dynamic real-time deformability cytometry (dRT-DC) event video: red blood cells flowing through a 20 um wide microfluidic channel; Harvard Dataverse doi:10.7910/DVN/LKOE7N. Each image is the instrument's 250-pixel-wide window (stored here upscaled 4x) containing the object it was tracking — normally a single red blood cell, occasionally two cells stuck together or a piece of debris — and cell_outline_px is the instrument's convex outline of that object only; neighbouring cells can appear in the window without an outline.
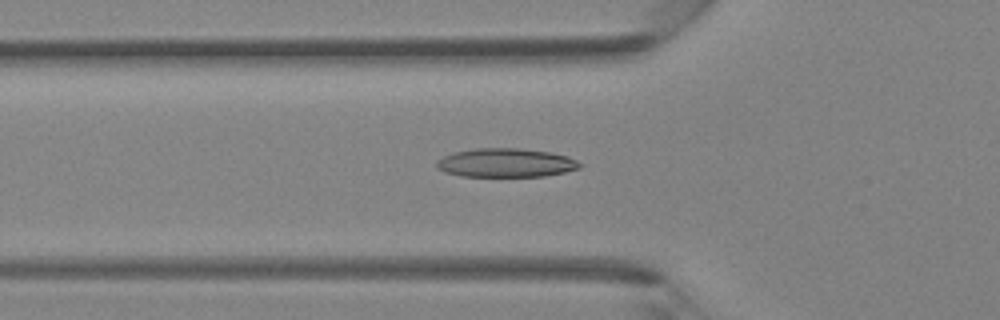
{"species": "Egyptian fruit bat (a non-hibernating species)", "species_latin": "Rousettus aegyptiacus", "temperature_condition": "room temperature", "stored_images_in_passage": 42, "camera_frame_rate_fps": 3000, "um_per_image_px": 0.085, "animal": {"sex": "female"}, "frame": {"image": 1, "passage_image": 14, "time_ms": 4.333, "image_size_px": [1000, 320], "cell_outline_px": [[580, 168], [564, 172], [544, 176], [460, 176], [444, 172], [436, 168], [436, 160], [444, 156], [456, 152], [476, 148], [520, 148], [548, 152], [568, 156], [576, 160], [580, 164]], "centroid_in_image_um": [42.96, 13.84], "position_along_channel_um": 82.8, "area_um2": 23.93}}
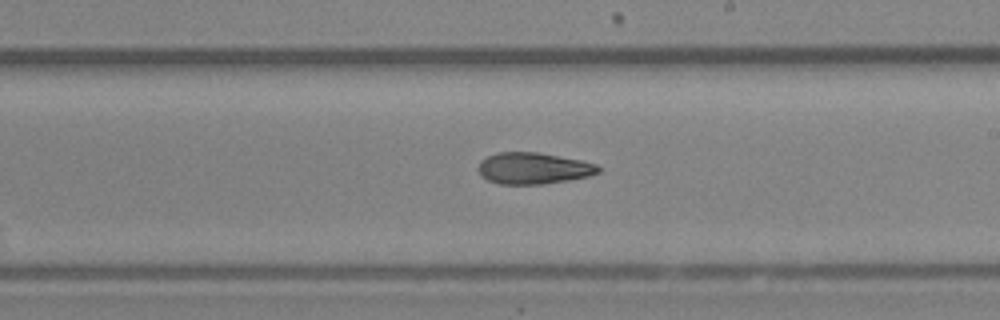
{"frame": {"image": 2, "passage_image": 24, "time_ms": 7.667, "image_size_px": [1000, 320], "cell_outline_px": [[600, 172], [588, 176], [568, 180], [540, 184], [500, 184], [488, 180], [480, 172], [480, 160], [496, 152], [536, 152], [580, 160], [596, 164], [600, 168]], "centroid_in_image_um": [45.35, 14.3], "position_along_channel_um": 243.7, "area_um2": 21.68}}
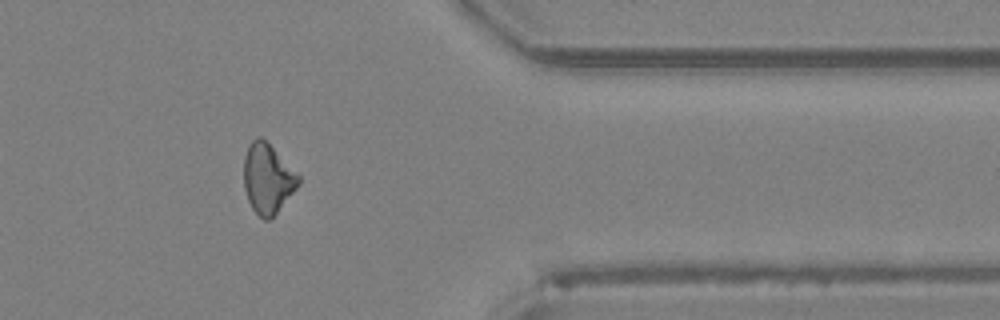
{"frame": {"image": 3, "passage_image": 34, "time_ms": 11.0, "image_size_px": [1000, 320], "cell_outline_px": [[300, 184], [272, 220], [264, 220], [252, 208], [248, 200], [244, 188], [244, 156], [248, 144], [256, 136], [260, 136], [300, 176]], "centroid_in_image_um": [22.74, 15.22], "position_along_channel_um": 388.7, "area_um2": 22.2}}